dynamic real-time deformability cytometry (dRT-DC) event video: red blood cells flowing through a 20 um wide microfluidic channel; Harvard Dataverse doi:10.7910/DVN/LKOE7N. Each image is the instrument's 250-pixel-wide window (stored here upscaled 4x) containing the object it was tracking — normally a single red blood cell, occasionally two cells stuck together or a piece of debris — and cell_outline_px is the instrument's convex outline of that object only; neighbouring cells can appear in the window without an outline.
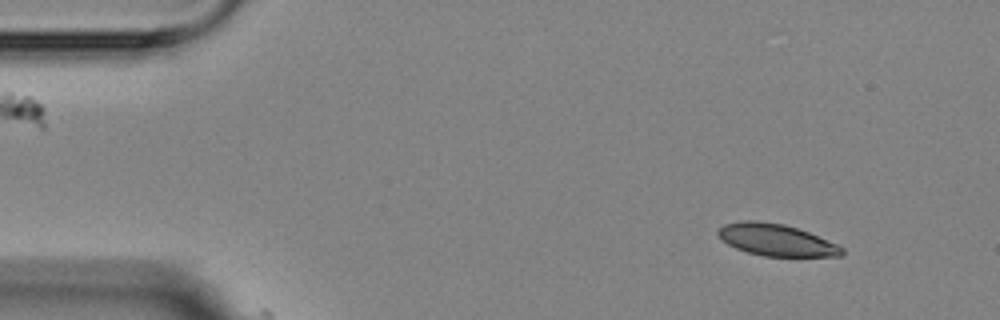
{"species": "Egyptian fruit bat (a non-hibernating species)", "species_latin": "Rousettus aegyptiacus", "temperature_condition": "room temperature", "stored_images_in_passage": 4, "camera_frame_rate_fps": 3000, "um_per_image_px": 0.085, "animal": {"sex": "female"}, "frame": {"image": 1, "passage_image": 1, "time_ms": 0.0, "image_size_px": [1000, 320], "cell_outline_px": [[844, 252], [840, 256], [764, 256], [748, 252], [736, 248], [728, 244], [716, 232], [724, 224], [744, 220], [756, 220], [784, 224], [808, 232], [840, 244], [844, 248]], "centroid_in_image_um": [66.02, 20.39], "position_along_channel_um": 19.0, "area_um2": 22.89}}
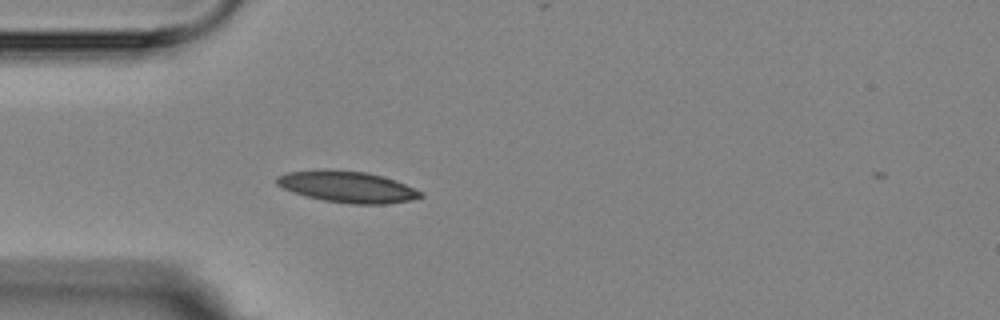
{"frame": {"image": 2, "passage_image": 4, "time_ms": 3.333, "image_size_px": [1000, 320], "cell_outline_px": [[424, 196], [408, 200], [384, 204], [352, 204], [324, 200], [292, 192], [276, 184], [276, 176], [288, 172], [316, 168], [324, 168], [368, 172], [396, 180], [420, 192]], "centroid_in_image_um": [29.46, 15.85], "position_along_channel_um": 55.5, "area_um2": 26.3}}